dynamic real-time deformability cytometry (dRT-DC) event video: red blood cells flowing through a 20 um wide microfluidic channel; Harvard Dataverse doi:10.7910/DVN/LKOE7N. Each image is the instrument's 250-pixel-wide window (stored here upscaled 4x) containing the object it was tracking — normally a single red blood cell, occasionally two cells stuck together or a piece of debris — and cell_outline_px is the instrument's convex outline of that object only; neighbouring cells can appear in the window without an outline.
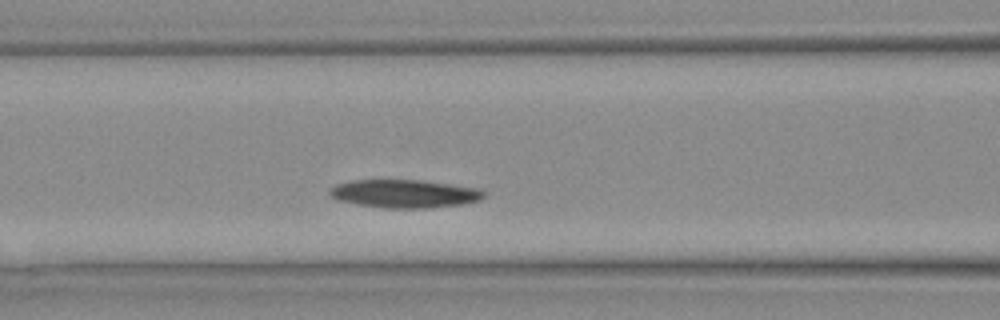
{"species": "Egyptian fruit bat (a non-hibernating species)", "species_latin": "Rousettus aegyptiacus", "temperature_condition": "warm", "stored_images_in_passage": 10, "camera_frame_rate_fps": 3000, "um_per_image_px": 0.085, "animal": {"sex": "female"}, "frame": {"image": 1, "passage_image": 5, "time_ms": 1.333, "image_size_px": [1000, 320], "cell_outline_px": [[484, 196], [480, 200], [460, 204], [428, 208], [384, 208], [356, 204], [336, 200], [328, 192], [328, 188], [336, 184], [352, 180], [416, 180], [448, 184], [476, 188], [484, 192]], "centroid_in_image_um": [34.29, 16.47], "position_along_channel_um": 132.3, "area_um2": 25.14}}